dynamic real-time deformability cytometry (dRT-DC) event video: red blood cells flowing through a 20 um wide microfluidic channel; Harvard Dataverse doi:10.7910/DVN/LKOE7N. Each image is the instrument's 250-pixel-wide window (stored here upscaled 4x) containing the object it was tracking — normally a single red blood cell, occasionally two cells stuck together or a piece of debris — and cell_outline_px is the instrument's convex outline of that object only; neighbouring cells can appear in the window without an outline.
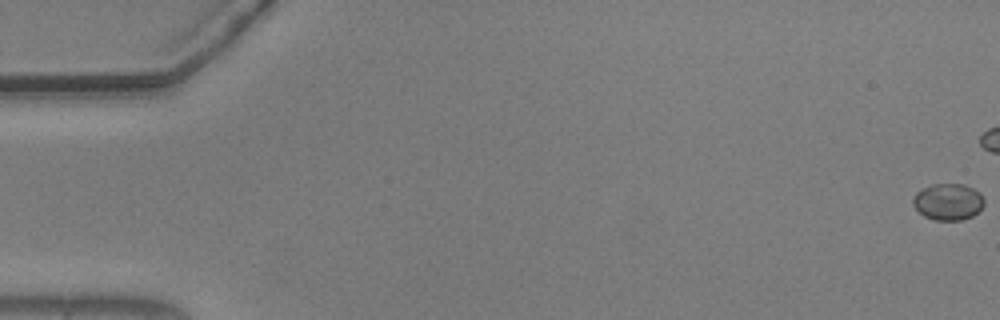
{"species": "common noctule bat (a hibernating species)", "species_latin": "Nyctalus noctula", "temperature_condition": "warm", "stored_images_in_passage": 16, "camera_frame_rate_fps": 3000, "um_per_image_px": 0.085, "animal": {"sex": "male", "body_mass_g": 20.5, "forearm_length_mm": 52.5}, "frame": {"image": 1, "passage_image": 1, "time_ms": 0.0, "image_size_px": [1000, 320], "cell_outline_px": [[984, 204], [972, 216], [960, 220], [932, 220], [924, 216], [912, 204], [912, 200], [916, 192], [932, 184], [964, 184], [980, 192], [984, 200]], "centroid_in_image_um": [80.57, 17.15], "position_along_channel_um": 4.4, "area_um2": 15.09}}